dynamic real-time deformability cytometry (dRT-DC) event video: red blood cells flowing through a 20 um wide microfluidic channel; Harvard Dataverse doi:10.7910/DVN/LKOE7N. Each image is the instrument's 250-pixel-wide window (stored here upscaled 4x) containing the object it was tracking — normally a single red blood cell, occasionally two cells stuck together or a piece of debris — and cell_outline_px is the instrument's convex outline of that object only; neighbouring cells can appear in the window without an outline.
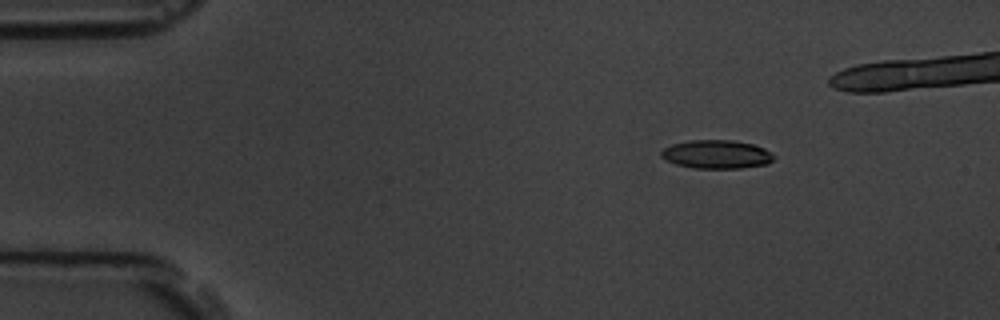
{"species": "common noctule bat (a hibernating species)", "species_latin": "Nyctalus noctula", "temperature_condition": "room temperature", "stored_images_in_passage": 40, "camera_frame_rate_fps": 3000, "um_per_image_px": 0.085, "animal": {"sex": "male", "body_mass_g": 19.5, "forearm_length_mm": 54.6}, "frame": {"image": 1, "passage_image": 1, "time_ms": 0.0, "image_size_px": [1000, 320], "cell_outline_px": [[776, 156], [768, 164], [740, 168], [692, 168], [676, 164], [664, 160], [660, 156], [660, 152], [664, 148], [672, 144], [688, 140], [732, 140], [752, 144], [764, 148], [772, 152]], "centroid_in_image_um": [60.9, 13.12], "position_along_channel_um": 24.1, "area_um2": 18.9}}
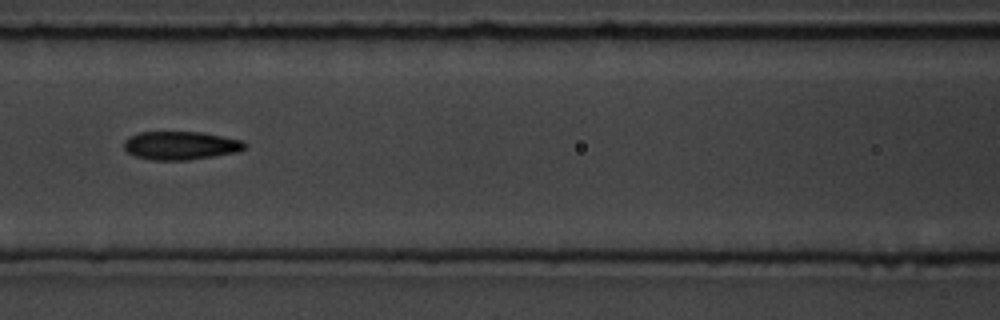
{"frame": {"image": 2, "passage_image": 18, "time_ms": 5.667, "image_size_px": [1000, 320], "cell_outline_px": [[244, 148], [240, 152], [188, 160], [152, 160], [132, 156], [124, 148], [124, 140], [128, 136], [140, 132], [204, 132], [244, 140]], "centroid_in_image_um": [15.34, 12.37], "position_along_channel_um": 151.3, "area_um2": 20.23}}
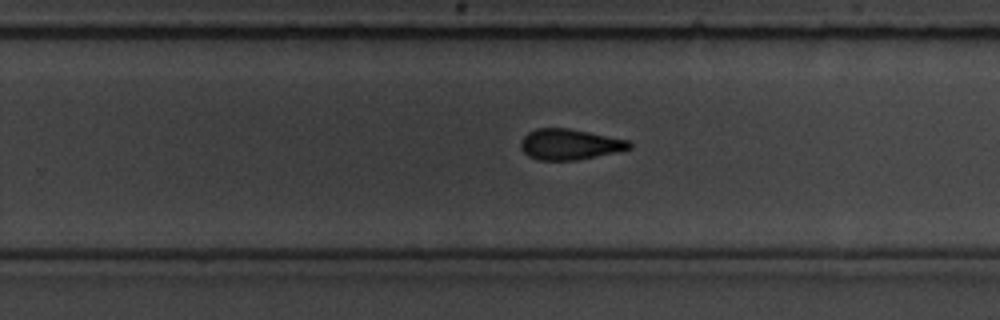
{"frame": {"image": 3, "passage_image": 29, "time_ms": 9.333, "image_size_px": [1000, 320], "cell_outline_px": [[632, 148], [616, 152], [576, 160], [540, 160], [528, 156], [520, 148], [520, 144], [524, 136], [528, 132], [536, 128], [568, 128], [628, 140], [632, 144]], "centroid_in_image_um": [48.4, 12.27], "position_along_channel_um": 281.4, "area_um2": 19.31}}